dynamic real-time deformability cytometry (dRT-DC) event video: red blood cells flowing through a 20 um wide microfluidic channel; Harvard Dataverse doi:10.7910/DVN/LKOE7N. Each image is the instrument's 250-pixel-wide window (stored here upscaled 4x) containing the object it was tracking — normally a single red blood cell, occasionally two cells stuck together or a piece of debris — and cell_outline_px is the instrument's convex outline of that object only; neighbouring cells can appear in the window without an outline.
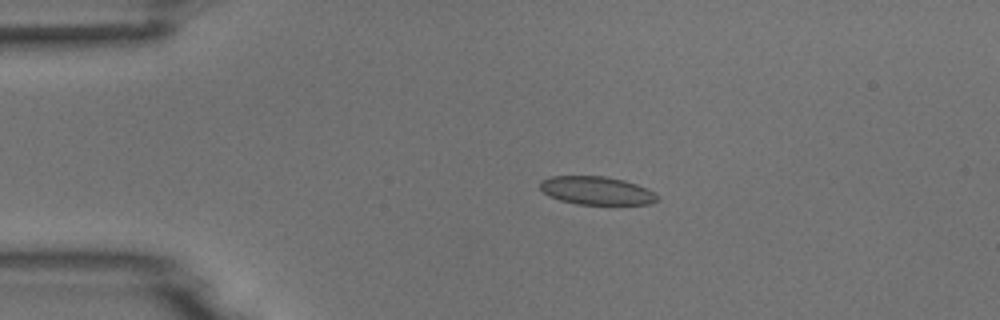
{"species": "common noctule bat (a hibernating species)", "species_latin": "Nyctalus noctula", "temperature_condition": "room temperature", "stored_images_in_passage": 2, "camera_frame_rate_fps": 3000, "um_per_image_px": 0.085, "animal": {"sex": "male", "body_mass_g": 18.8}, "frame": {"image": 1, "passage_image": 1, "time_ms": 0.0, "image_size_px": [1000, 320], "cell_outline_px": [[660, 200], [652, 204], [576, 204], [560, 200], [548, 196], [540, 188], [540, 180], [552, 176], [604, 176], [624, 180], [648, 188], [660, 196]], "centroid_in_image_um": [50.74, 16.2], "position_along_channel_um": 34.3, "area_um2": 19.48}}